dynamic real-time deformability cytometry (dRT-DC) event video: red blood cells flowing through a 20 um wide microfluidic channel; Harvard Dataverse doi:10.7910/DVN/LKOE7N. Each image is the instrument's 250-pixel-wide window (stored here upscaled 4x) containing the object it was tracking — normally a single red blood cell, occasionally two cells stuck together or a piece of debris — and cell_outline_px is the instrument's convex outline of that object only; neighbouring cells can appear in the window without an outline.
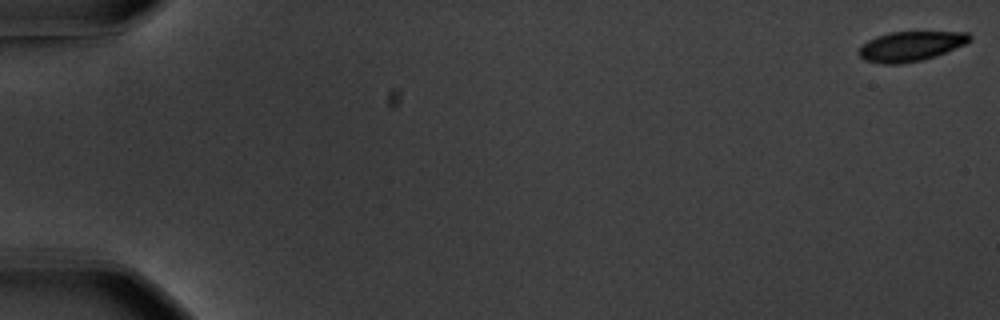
{"species": "common noctule bat (a hibernating species)", "species_latin": "Nyctalus noctula", "temperature_condition": "warm", "stored_images_in_passage": 58, "segment_of_instrument_passage": [1, 2], "camera_frame_rate_fps": 3000, "um_per_image_px": 0.085, "animal": {"sex": "male", "body_mass_g": 20.1, "forearm_length_mm": 53.5}, "frame": {"image": 1, "passage_image": 1, "time_ms": 0.0, "image_size_px": [1000, 320], "cell_outline_px": [[972, 40], [968, 44], [936, 56], [924, 60], [900, 64], [880, 64], [864, 60], [860, 56], [860, 48], [868, 40], [876, 36], [892, 32], [968, 32], [972, 36]], "centroid_in_image_um": [77.47, 3.94], "position_along_channel_um": 7.5, "area_um2": 19.42}}
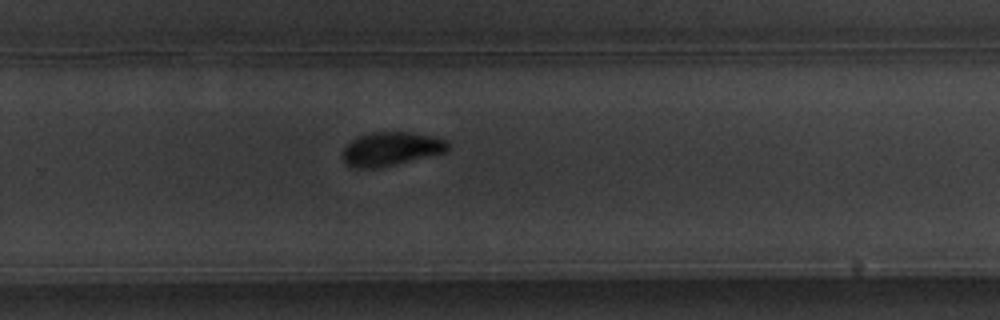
{"frame": {"image": 2, "passage_image": 39, "time_ms": 12.667, "image_size_px": [1000, 320], "cell_outline_px": [[448, 148], [444, 152], [380, 168], [352, 168], [344, 160], [344, 148], [356, 136], [372, 132], [408, 132], [432, 136], [448, 140]], "centroid_in_image_um": [33.22, 12.65], "position_along_channel_um": 296.6, "area_um2": 20.46}}
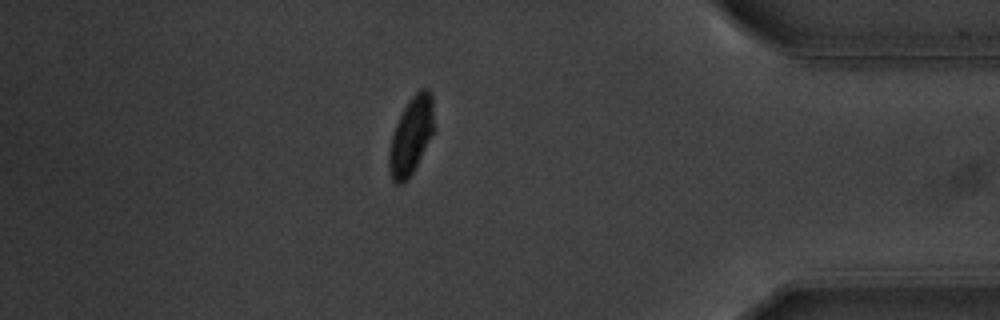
{"frame": {"image": 3, "passage_image": 50, "time_ms": 16.333, "image_size_px": [1000, 320], "cell_outline_px": [[432, 132], [408, 180], [404, 184], [396, 184], [392, 180], [388, 168], [388, 152], [392, 136], [396, 124], [408, 100], [420, 88], [428, 88], [432, 92]], "centroid_in_image_um": [34.89, 11.55], "position_along_channel_um": 400.3, "area_um2": 19.77}}